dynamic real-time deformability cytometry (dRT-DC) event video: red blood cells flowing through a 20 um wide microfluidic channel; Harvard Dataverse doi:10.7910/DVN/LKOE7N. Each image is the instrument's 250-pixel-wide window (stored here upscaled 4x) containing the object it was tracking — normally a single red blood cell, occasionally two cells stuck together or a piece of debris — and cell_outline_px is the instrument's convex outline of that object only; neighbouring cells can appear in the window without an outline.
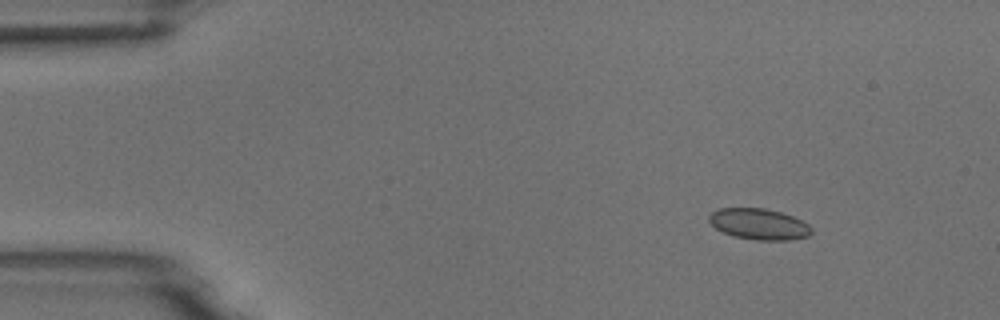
{"species": "common noctule bat (a hibernating species)", "species_latin": "Nyctalus noctula", "temperature_condition": "room temperature", "stored_images_in_passage": 6, "camera_frame_rate_fps": 3000, "um_per_image_px": 0.085, "animal": {"sex": "male", "body_mass_g": 18.8}, "frame": {"image": 1, "passage_image": 2, "time_ms": 1.333, "image_size_px": [1000, 320], "cell_outline_px": [[812, 232], [808, 236], [788, 240], [756, 240], [736, 236], [724, 232], [716, 228], [708, 220], [708, 216], [716, 208], [764, 208], [780, 212], [792, 216], [808, 224], [812, 228]], "centroid_in_image_um": [64.51, 19.04], "position_along_channel_um": 20.5, "area_um2": 18.38}}
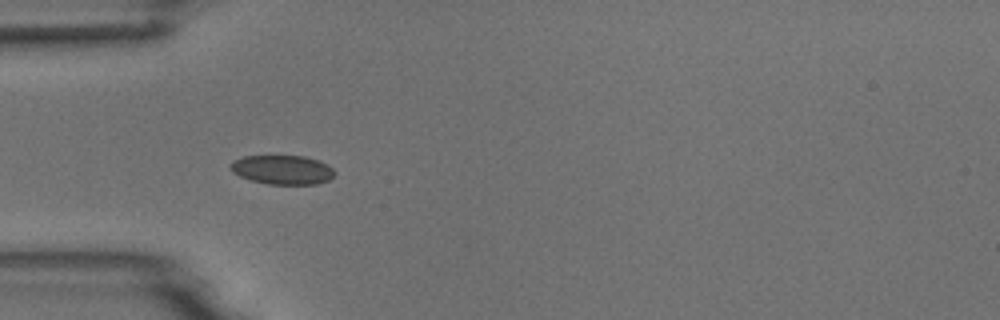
{"frame": {"image": 2, "passage_image": 5, "time_ms": 4.667, "image_size_px": [1000, 320], "cell_outline_px": [[336, 172], [328, 180], [316, 184], [268, 184], [252, 180], [240, 176], [232, 172], [228, 168], [228, 164], [232, 160], [244, 156], [304, 156], [320, 160], [328, 164]], "centroid_in_image_um": [23.98, 14.42], "position_along_channel_um": 61.0, "area_um2": 17.86}}